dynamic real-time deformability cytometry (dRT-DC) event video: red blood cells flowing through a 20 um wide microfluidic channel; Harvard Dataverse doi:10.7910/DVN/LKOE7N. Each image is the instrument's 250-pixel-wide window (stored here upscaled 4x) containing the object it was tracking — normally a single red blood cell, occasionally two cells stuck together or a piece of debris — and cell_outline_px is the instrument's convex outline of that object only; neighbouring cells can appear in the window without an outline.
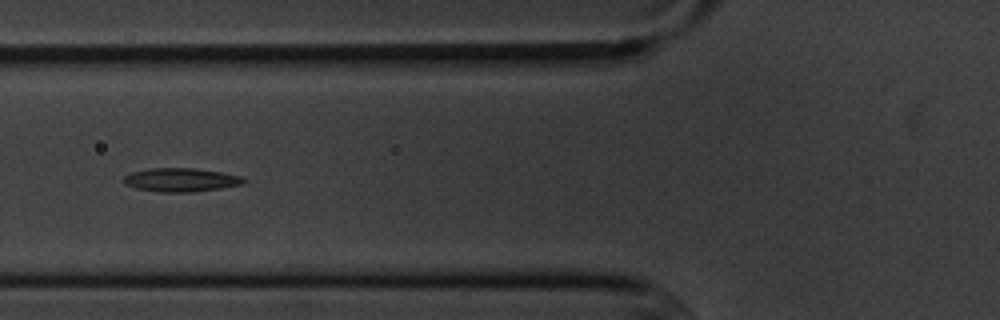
{"species": "common noctule bat (a hibernating species)", "species_latin": "Nyctalus noctula", "temperature_condition": "cold", "stored_images_in_passage": 8, "camera_frame_rate_fps": 3000, "um_per_image_px": 0.085, "animal": {"sex": "male", "body_mass_g": 20.1, "forearm_length_mm": 53.5}, "frame": {"image": 1, "passage_image": 6, "time_ms": 6.667, "image_size_px": [1000, 320], "cell_outline_px": [[248, 180], [244, 184], [220, 188], [192, 192], [160, 192], [136, 188], [124, 184], [124, 176], [132, 172], [152, 168], [196, 168], [224, 172], [244, 176]], "centroid_in_image_um": [15.45, 15.28], "position_along_channel_um": 110.3, "area_um2": 16.7}}
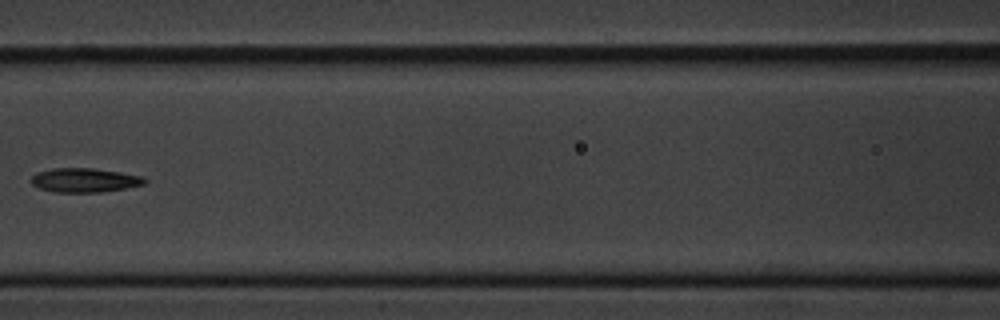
{"frame": {"image": 2, "passage_image": 7, "time_ms": 8.0, "image_size_px": [1000, 320], "cell_outline_px": [[148, 180], [144, 184], [104, 192], [56, 192], [40, 188], [32, 184], [32, 176], [36, 172], [52, 168], [92, 168], [120, 172], [140, 176]], "centroid_in_image_um": [7.18, 15.31], "position_along_channel_um": 159.4, "area_um2": 15.84}}
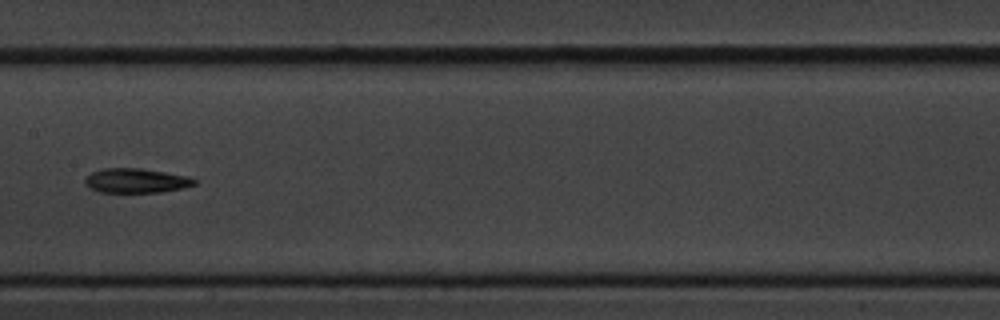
{"frame": {"image": 3, "passage_image": 8, "time_ms": 9.0, "image_size_px": [1000, 320], "cell_outline_px": [[200, 180], [196, 184], [184, 188], [160, 192], [100, 192], [88, 188], [84, 180], [92, 172], [104, 168], [140, 168], [188, 176]], "centroid_in_image_um": [11.61, 15.36], "position_along_channel_um": 195.8, "area_um2": 15.66}}